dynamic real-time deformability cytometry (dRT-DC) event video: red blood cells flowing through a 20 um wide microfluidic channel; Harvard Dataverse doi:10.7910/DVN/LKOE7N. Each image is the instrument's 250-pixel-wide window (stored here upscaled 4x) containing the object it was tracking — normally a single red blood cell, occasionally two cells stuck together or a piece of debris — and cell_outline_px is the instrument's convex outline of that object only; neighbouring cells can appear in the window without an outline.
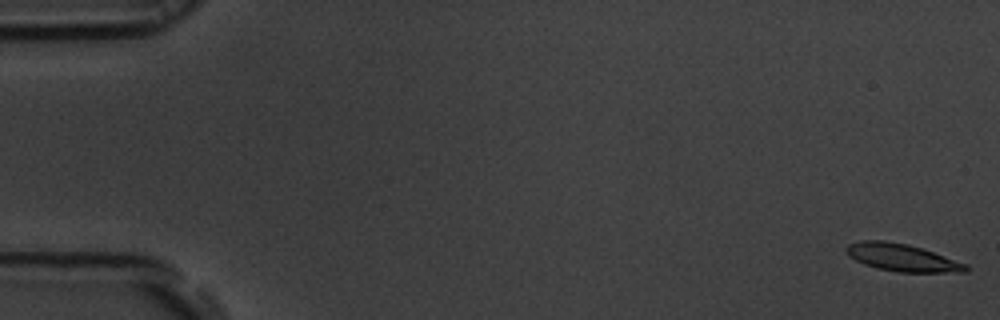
{"species": "common noctule bat (a hibernating species)", "species_latin": "Nyctalus noctula", "temperature_condition": "room temperature", "stored_images_in_passage": 55, "camera_frame_rate_fps": 3000, "um_per_image_px": 0.085, "animal": {"sex": "male", "body_mass_g": 19.5, "forearm_length_mm": 54.6}, "frame": {"image": 1, "passage_image": 1, "time_ms": 0.0, "image_size_px": [1000, 320], "cell_outline_px": [[968, 272], [896, 272], [876, 268], [864, 264], [848, 256], [844, 248], [848, 244], [860, 240], [884, 240], [908, 244], [968, 264]], "centroid_in_image_um": [76.63, 21.89], "position_along_channel_um": 8.4, "area_um2": 19.13}}
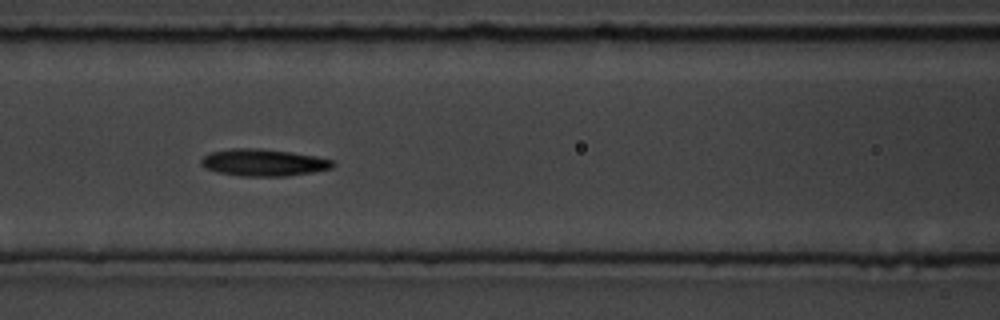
{"frame": {"image": 2, "passage_image": 24, "time_ms": 7.667, "image_size_px": [1000, 320], "cell_outline_px": [[336, 164], [332, 168], [312, 172], [284, 176], [240, 176], [220, 172], [204, 168], [200, 164], [200, 160], [204, 156], [212, 152], [232, 148], [260, 148], [292, 152], [316, 156], [332, 160]], "centroid_in_image_um": [22.4, 13.81], "position_along_channel_um": 144.2, "area_um2": 20.69}}
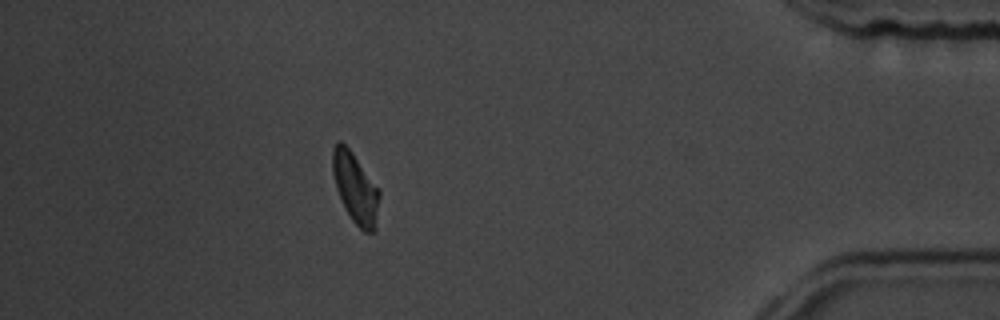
{"frame": {"image": 3, "passage_image": 49, "time_ms": 16.0, "image_size_px": [1000, 320], "cell_outline_px": [[380, 196], [376, 228], [372, 232], [364, 232], [352, 220], [344, 208], [336, 188], [332, 172], [332, 148], [336, 140], [340, 140], [352, 152], [380, 188]], "centroid_in_image_um": [30.21, 15.97], "position_along_channel_um": 405.0, "area_um2": 19.54}, "authors_computed_cell_mechanics": {"area_um2": 19.7098, "velocity_mm_per_s": 3.6966, "shape_relaxation_time_tau1_ms": 3.6088, "shape_relaxation_time_tau2_ms": null, "deformation_change_tau1": 0.1204, "deformation_change_tau2": null}}